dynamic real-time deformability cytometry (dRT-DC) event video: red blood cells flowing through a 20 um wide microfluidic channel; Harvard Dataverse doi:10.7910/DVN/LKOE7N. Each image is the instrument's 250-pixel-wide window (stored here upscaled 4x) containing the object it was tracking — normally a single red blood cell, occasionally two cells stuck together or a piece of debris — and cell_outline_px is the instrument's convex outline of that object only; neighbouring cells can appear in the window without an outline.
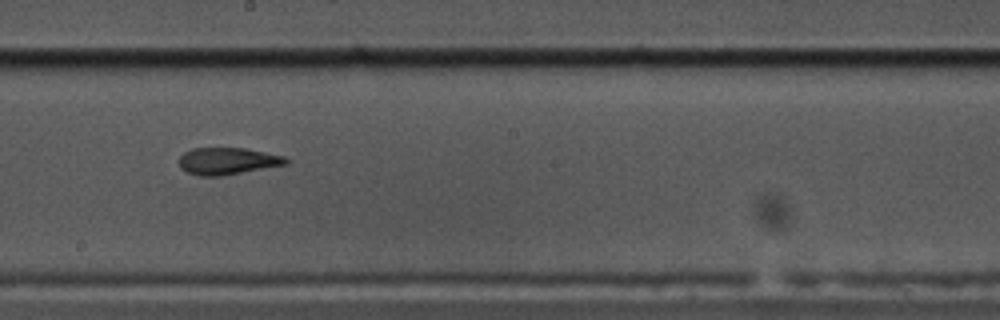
{"species": "common noctule bat (a hibernating species)", "species_latin": "Nyctalus noctula", "temperature_condition": "cold", "stored_images_in_passage": 43, "camera_frame_rate_fps": 3000, "um_per_image_px": 0.085, "animal": {"sex": "male", "body_mass_g": 17.5, "forearm_length_mm": 52.3}, "frame": {"image": 1, "passage_image": 24, "time_ms": 7.667, "image_size_px": [1000, 320], "cell_outline_px": [[292, 160], [288, 164], [220, 176], [200, 176], [188, 172], [180, 168], [180, 156], [184, 152], [192, 148], [244, 148], [284, 156]], "centroid_in_image_um": [19.36, 13.69], "position_along_channel_um": 228.8, "area_um2": 16.76}}
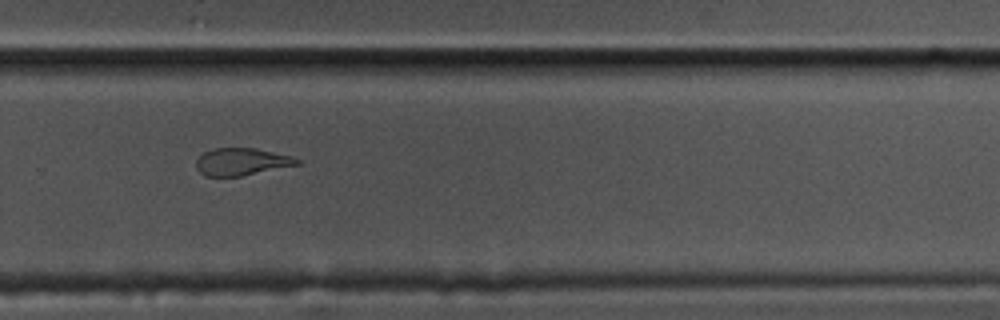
{"frame": {"image": 2, "passage_image": 31, "time_ms": 10.0, "image_size_px": [1000, 320], "cell_outline_px": [[300, 164], [240, 176], [204, 176], [196, 168], [196, 160], [204, 152], [212, 148], [256, 148], [292, 156], [300, 160]], "centroid_in_image_um": [20.52, 13.74], "position_along_channel_um": 309.3, "area_um2": 16.01}}
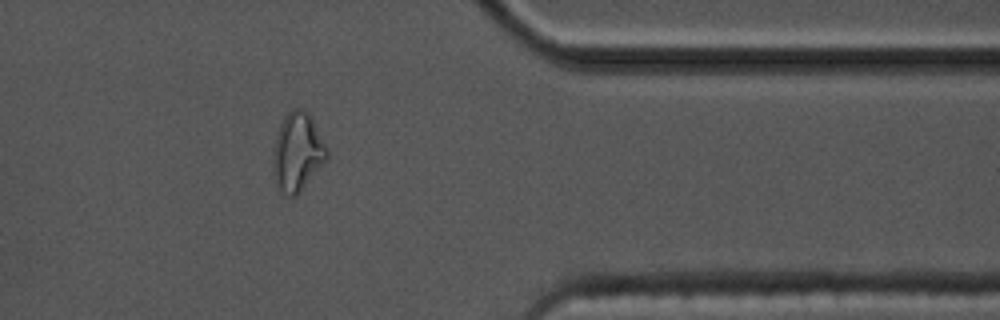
{"frame": {"image": 3, "passage_image": 39, "time_ms": 12.667, "image_size_px": [1000, 320], "cell_outline_px": [[328, 160], [296, 196], [288, 196], [276, 184], [272, 164], [272, 160], [276, 136], [280, 124], [284, 116], [292, 108], [300, 108], [308, 112], [312, 116], [328, 148]], "centroid_in_image_um": [25.32, 12.89], "position_along_channel_um": 386.1, "area_um2": 24.85}}